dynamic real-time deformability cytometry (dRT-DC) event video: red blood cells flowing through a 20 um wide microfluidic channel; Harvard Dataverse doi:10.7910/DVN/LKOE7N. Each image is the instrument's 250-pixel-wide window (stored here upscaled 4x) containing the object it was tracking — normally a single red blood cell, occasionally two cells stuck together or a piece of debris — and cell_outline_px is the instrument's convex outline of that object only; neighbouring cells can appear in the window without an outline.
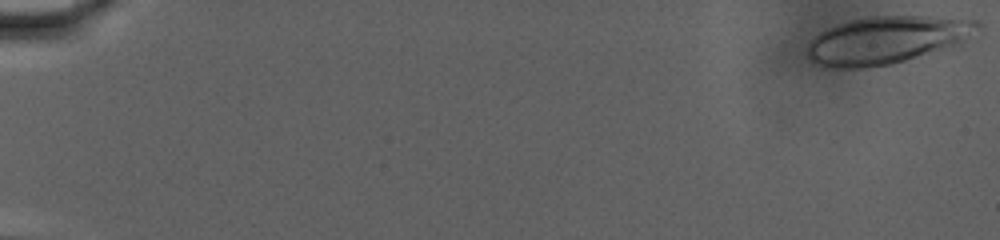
{"species": "human", "species_latin": "Homo sapiens", "temperature_condition": "warm", "stored_images_in_passage": 74, "camera_frame_rate_fps": 3000, "um_per_image_px": 0.085, "donor": {"sex": "male"}, "frame": {"image": 1, "passage_image": 1, "time_ms": 0.0, "image_size_px": [1000, 240], "cell_outline_px": [[980, 24], [952, 48], [892, 64], [868, 68], [828, 68], [812, 60], [808, 56], [808, 44], [820, 32], [828, 28], [852, 20], [872, 16], [928, 16], [976, 20]], "centroid_in_image_um": [75.34, 3.42], "position_along_channel_um": 9.7, "area_um2": 46.59}}
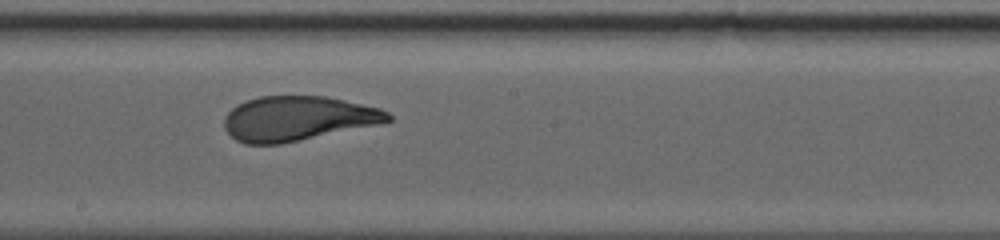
{"frame": {"image": 2, "passage_image": 44, "time_ms": 14.333, "image_size_px": [1000, 240], "cell_outline_px": [[392, 120], [376, 124], [280, 144], [244, 144], [236, 140], [224, 128], [224, 116], [236, 104], [260, 96], [324, 96], [344, 100], [380, 108], [388, 112], [392, 116]], "centroid_in_image_um": [25.26, 10.06], "position_along_channel_um": 222.9, "area_um2": 42.19}}
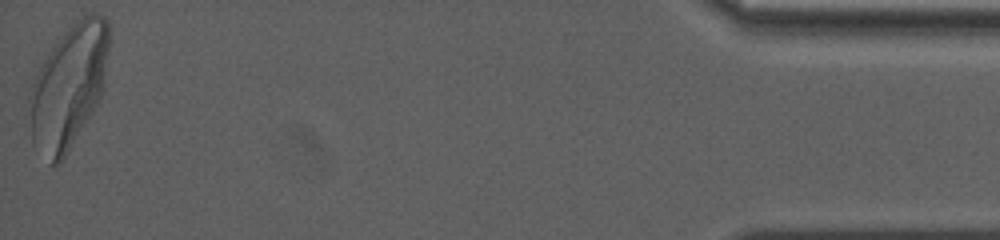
{"frame": {"image": 3, "passage_image": 74, "time_ms": 24.333, "image_size_px": [1000, 240], "cell_outline_px": [[108, 48], [100, 96], [92, 112], [60, 164], [52, 164], [32, 144], [28, 100], [28, 96], [32, 84], [52, 44], [84, 16], [92, 12], [96, 12], [104, 16], [108, 20]], "centroid_in_image_um": [5.8, 7.36], "position_along_channel_um": 429.4, "area_um2": 56.07}, "authors_computed_cell_mechanics": {"area_um2": 44.5638, "velocity_mm_per_s": 2.8707, "shape_relaxation_time_tau1_ms": 5.7193, "shape_relaxation_time_tau2_ms": 1.0826, "deformation_change_tau1": 0.2126, "deformation_change_tau2": 0.0807}}